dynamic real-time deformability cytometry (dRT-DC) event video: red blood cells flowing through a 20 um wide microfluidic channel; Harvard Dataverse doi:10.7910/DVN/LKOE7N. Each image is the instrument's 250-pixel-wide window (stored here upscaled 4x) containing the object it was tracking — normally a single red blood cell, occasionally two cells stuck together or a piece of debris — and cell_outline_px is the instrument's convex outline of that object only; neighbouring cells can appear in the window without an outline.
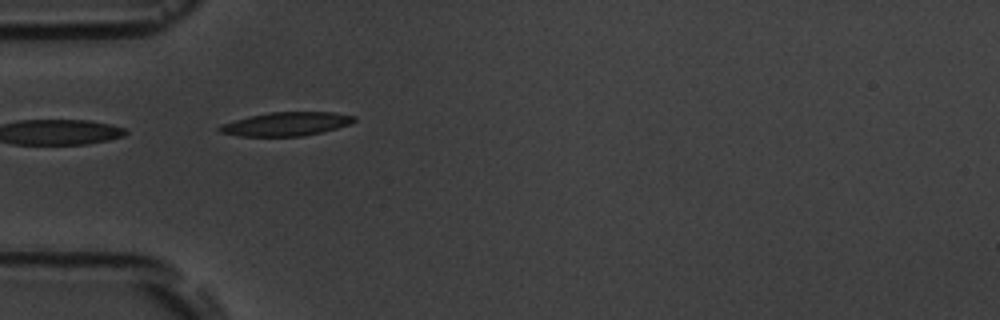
{"species": "common noctule bat (a hibernating species)", "species_latin": "Nyctalus noctula", "temperature_condition": "room temperature", "stored_images_in_passage": 3, "camera_frame_rate_fps": 3000, "um_per_image_px": 0.085, "animal": {"sex": "male", "body_mass_g": 19.5, "forearm_length_mm": 54.6}, "frame": {"image": 1, "passage_image": 2, "time_ms": 1.333, "image_size_px": [1000, 320], "cell_outline_px": [[356, 120], [352, 124], [304, 136], [240, 136], [220, 132], [216, 128], [220, 124], [268, 112], [332, 112], [356, 116]], "centroid_in_image_um": [24.34, 10.54], "position_along_channel_um": 60.7, "area_um2": 18.5}}